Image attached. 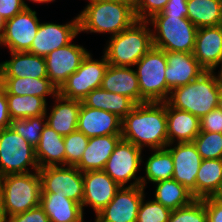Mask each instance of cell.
Instances as JSON below:
<instances>
[{"instance_id":"6da1fadb","label":"cell","mask_w":222,"mask_h":222,"mask_svg":"<svg viewBox=\"0 0 222 222\" xmlns=\"http://www.w3.org/2000/svg\"><path fill=\"white\" fill-rule=\"evenodd\" d=\"M123 140L143 147L162 149L168 145L166 102L137 104L121 122Z\"/></svg>"},{"instance_id":"7a4b0ae2","label":"cell","mask_w":222,"mask_h":222,"mask_svg":"<svg viewBox=\"0 0 222 222\" xmlns=\"http://www.w3.org/2000/svg\"><path fill=\"white\" fill-rule=\"evenodd\" d=\"M78 14L79 33H100L115 36L136 20L135 9L115 0H88Z\"/></svg>"},{"instance_id":"3957f363","label":"cell","mask_w":222,"mask_h":222,"mask_svg":"<svg viewBox=\"0 0 222 222\" xmlns=\"http://www.w3.org/2000/svg\"><path fill=\"white\" fill-rule=\"evenodd\" d=\"M41 191L38 171L0 177V222L40 205Z\"/></svg>"},{"instance_id":"277c9868","label":"cell","mask_w":222,"mask_h":222,"mask_svg":"<svg viewBox=\"0 0 222 222\" xmlns=\"http://www.w3.org/2000/svg\"><path fill=\"white\" fill-rule=\"evenodd\" d=\"M222 72L205 71L189 84L174 88L167 102L199 119L217 108Z\"/></svg>"},{"instance_id":"5b68a950","label":"cell","mask_w":222,"mask_h":222,"mask_svg":"<svg viewBox=\"0 0 222 222\" xmlns=\"http://www.w3.org/2000/svg\"><path fill=\"white\" fill-rule=\"evenodd\" d=\"M148 21L136 20L130 27L109 38L104 56L109 65L134 67L153 47Z\"/></svg>"},{"instance_id":"8992f818","label":"cell","mask_w":222,"mask_h":222,"mask_svg":"<svg viewBox=\"0 0 222 222\" xmlns=\"http://www.w3.org/2000/svg\"><path fill=\"white\" fill-rule=\"evenodd\" d=\"M153 47L168 52L193 53L198 28L179 16H152Z\"/></svg>"},{"instance_id":"52a82bcc","label":"cell","mask_w":222,"mask_h":222,"mask_svg":"<svg viewBox=\"0 0 222 222\" xmlns=\"http://www.w3.org/2000/svg\"><path fill=\"white\" fill-rule=\"evenodd\" d=\"M134 66L140 87V103L166 102V53L152 47Z\"/></svg>"},{"instance_id":"ba28073f","label":"cell","mask_w":222,"mask_h":222,"mask_svg":"<svg viewBox=\"0 0 222 222\" xmlns=\"http://www.w3.org/2000/svg\"><path fill=\"white\" fill-rule=\"evenodd\" d=\"M39 169L35 147L11 127L0 130V177Z\"/></svg>"},{"instance_id":"9c48e42d","label":"cell","mask_w":222,"mask_h":222,"mask_svg":"<svg viewBox=\"0 0 222 222\" xmlns=\"http://www.w3.org/2000/svg\"><path fill=\"white\" fill-rule=\"evenodd\" d=\"M101 57V60L93 59L88 52L79 68L58 89V94L67 99L82 101L92 90L100 88L109 66L104 54Z\"/></svg>"},{"instance_id":"30bf717a","label":"cell","mask_w":222,"mask_h":222,"mask_svg":"<svg viewBox=\"0 0 222 222\" xmlns=\"http://www.w3.org/2000/svg\"><path fill=\"white\" fill-rule=\"evenodd\" d=\"M142 149L131 142L121 139L116 145L104 167V171L120 186L127 187L141 185V176L137 173L144 163Z\"/></svg>"},{"instance_id":"8fae6325","label":"cell","mask_w":222,"mask_h":222,"mask_svg":"<svg viewBox=\"0 0 222 222\" xmlns=\"http://www.w3.org/2000/svg\"><path fill=\"white\" fill-rule=\"evenodd\" d=\"M41 193H56L80 205L83 200V173L76 166H47L38 170Z\"/></svg>"},{"instance_id":"7c38bea8","label":"cell","mask_w":222,"mask_h":222,"mask_svg":"<svg viewBox=\"0 0 222 222\" xmlns=\"http://www.w3.org/2000/svg\"><path fill=\"white\" fill-rule=\"evenodd\" d=\"M40 24L37 12L25 8L13 18L6 20L0 38L2 46H6L9 52L29 51Z\"/></svg>"},{"instance_id":"4fadbf2b","label":"cell","mask_w":222,"mask_h":222,"mask_svg":"<svg viewBox=\"0 0 222 222\" xmlns=\"http://www.w3.org/2000/svg\"><path fill=\"white\" fill-rule=\"evenodd\" d=\"M142 185L121 187L109 204L95 215V222H136L145 195Z\"/></svg>"},{"instance_id":"5bb4252c","label":"cell","mask_w":222,"mask_h":222,"mask_svg":"<svg viewBox=\"0 0 222 222\" xmlns=\"http://www.w3.org/2000/svg\"><path fill=\"white\" fill-rule=\"evenodd\" d=\"M78 34V15L66 24H56L54 22L41 23L28 52L45 57L52 51L73 42L72 40Z\"/></svg>"},{"instance_id":"9a60e30c","label":"cell","mask_w":222,"mask_h":222,"mask_svg":"<svg viewBox=\"0 0 222 222\" xmlns=\"http://www.w3.org/2000/svg\"><path fill=\"white\" fill-rule=\"evenodd\" d=\"M166 148L171 152L174 164L172 179L186 187L196 198V177L203 159L195 144L179 142L168 144Z\"/></svg>"},{"instance_id":"2e32d148","label":"cell","mask_w":222,"mask_h":222,"mask_svg":"<svg viewBox=\"0 0 222 222\" xmlns=\"http://www.w3.org/2000/svg\"><path fill=\"white\" fill-rule=\"evenodd\" d=\"M87 54L86 48L71 42L45 56L50 82L59 89L67 78L79 68Z\"/></svg>"},{"instance_id":"e0dca14e","label":"cell","mask_w":222,"mask_h":222,"mask_svg":"<svg viewBox=\"0 0 222 222\" xmlns=\"http://www.w3.org/2000/svg\"><path fill=\"white\" fill-rule=\"evenodd\" d=\"M82 210L92 207L95 214L105 208L121 188L104 170L83 173Z\"/></svg>"},{"instance_id":"ac0fdd59","label":"cell","mask_w":222,"mask_h":222,"mask_svg":"<svg viewBox=\"0 0 222 222\" xmlns=\"http://www.w3.org/2000/svg\"><path fill=\"white\" fill-rule=\"evenodd\" d=\"M165 53L167 59L165 79L168 100L174 88L191 83L206 70L198 63L193 53L168 51H165Z\"/></svg>"},{"instance_id":"d6986e66","label":"cell","mask_w":222,"mask_h":222,"mask_svg":"<svg viewBox=\"0 0 222 222\" xmlns=\"http://www.w3.org/2000/svg\"><path fill=\"white\" fill-rule=\"evenodd\" d=\"M193 54L206 71L222 72V25L198 28Z\"/></svg>"},{"instance_id":"ffe728a7","label":"cell","mask_w":222,"mask_h":222,"mask_svg":"<svg viewBox=\"0 0 222 222\" xmlns=\"http://www.w3.org/2000/svg\"><path fill=\"white\" fill-rule=\"evenodd\" d=\"M121 122L115 114L81 103L77 130L88 138L103 135H121Z\"/></svg>"},{"instance_id":"44dd1931","label":"cell","mask_w":222,"mask_h":222,"mask_svg":"<svg viewBox=\"0 0 222 222\" xmlns=\"http://www.w3.org/2000/svg\"><path fill=\"white\" fill-rule=\"evenodd\" d=\"M50 113L46 112V124L60 135H69L77 130L78 115L82 101L67 99L57 94Z\"/></svg>"},{"instance_id":"7402d4cb","label":"cell","mask_w":222,"mask_h":222,"mask_svg":"<svg viewBox=\"0 0 222 222\" xmlns=\"http://www.w3.org/2000/svg\"><path fill=\"white\" fill-rule=\"evenodd\" d=\"M121 139V135L90 137L82 158L76 167L82 173L103 170L107 160Z\"/></svg>"},{"instance_id":"603a6c76","label":"cell","mask_w":222,"mask_h":222,"mask_svg":"<svg viewBox=\"0 0 222 222\" xmlns=\"http://www.w3.org/2000/svg\"><path fill=\"white\" fill-rule=\"evenodd\" d=\"M10 60L2 62L0 77L48 78L45 57L25 52H10Z\"/></svg>"},{"instance_id":"cb8c5ba5","label":"cell","mask_w":222,"mask_h":222,"mask_svg":"<svg viewBox=\"0 0 222 222\" xmlns=\"http://www.w3.org/2000/svg\"><path fill=\"white\" fill-rule=\"evenodd\" d=\"M168 144L193 142L200 133V119L188 111L173 108L166 101Z\"/></svg>"},{"instance_id":"d4e9b609","label":"cell","mask_w":222,"mask_h":222,"mask_svg":"<svg viewBox=\"0 0 222 222\" xmlns=\"http://www.w3.org/2000/svg\"><path fill=\"white\" fill-rule=\"evenodd\" d=\"M101 88L108 92L125 95L140 104V87L136 71L131 67L109 65Z\"/></svg>"},{"instance_id":"484cf974","label":"cell","mask_w":222,"mask_h":222,"mask_svg":"<svg viewBox=\"0 0 222 222\" xmlns=\"http://www.w3.org/2000/svg\"><path fill=\"white\" fill-rule=\"evenodd\" d=\"M35 156L39 168L65 165L64 136L46 124L35 147Z\"/></svg>"},{"instance_id":"4316f807","label":"cell","mask_w":222,"mask_h":222,"mask_svg":"<svg viewBox=\"0 0 222 222\" xmlns=\"http://www.w3.org/2000/svg\"><path fill=\"white\" fill-rule=\"evenodd\" d=\"M0 85L6 94L34 95L45 100L48 95L55 97L58 94V89L50 82L49 78L0 77Z\"/></svg>"},{"instance_id":"83f0119b","label":"cell","mask_w":222,"mask_h":222,"mask_svg":"<svg viewBox=\"0 0 222 222\" xmlns=\"http://www.w3.org/2000/svg\"><path fill=\"white\" fill-rule=\"evenodd\" d=\"M82 103L87 107L111 112L121 120L137 105L127 96L108 92L101 87L92 90Z\"/></svg>"},{"instance_id":"f1b7e54d","label":"cell","mask_w":222,"mask_h":222,"mask_svg":"<svg viewBox=\"0 0 222 222\" xmlns=\"http://www.w3.org/2000/svg\"><path fill=\"white\" fill-rule=\"evenodd\" d=\"M40 206L50 222H72L84 214L79 203L56 193H41Z\"/></svg>"},{"instance_id":"f546056e","label":"cell","mask_w":222,"mask_h":222,"mask_svg":"<svg viewBox=\"0 0 222 222\" xmlns=\"http://www.w3.org/2000/svg\"><path fill=\"white\" fill-rule=\"evenodd\" d=\"M222 193V159H203L196 177V199Z\"/></svg>"},{"instance_id":"4dcf8cb0","label":"cell","mask_w":222,"mask_h":222,"mask_svg":"<svg viewBox=\"0 0 222 222\" xmlns=\"http://www.w3.org/2000/svg\"><path fill=\"white\" fill-rule=\"evenodd\" d=\"M154 186V200L170 210L185 207L196 199L192 192L172 178L155 182Z\"/></svg>"},{"instance_id":"1f68e13d","label":"cell","mask_w":222,"mask_h":222,"mask_svg":"<svg viewBox=\"0 0 222 222\" xmlns=\"http://www.w3.org/2000/svg\"><path fill=\"white\" fill-rule=\"evenodd\" d=\"M187 9L197 28L222 25V0H187Z\"/></svg>"},{"instance_id":"d6a6232c","label":"cell","mask_w":222,"mask_h":222,"mask_svg":"<svg viewBox=\"0 0 222 222\" xmlns=\"http://www.w3.org/2000/svg\"><path fill=\"white\" fill-rule=\"evenodd\" d=\"M152 154L144 163L145 176H141V185L168 180L173 177L174 164L171 152L167 148L151 149ZM148 181V182H147Z\"/></svg>"},{"instance_id":"836d02e7","label":"cell","mask_w":222,"mask_h":222,"mask_svg":"<svg viewBox=\"0 0 222 222\" xmlns=\"http://www.w3.org/2000/svg\"><path fill=\"white\" fill-rule=\"evenodd\" d=\"M8 111L12 120L26 119L45 115L47 101L44 98L34 95H13L6 94Z\"/></svg>"},{"instance_id":"e575fe53","label":"cell","mask_w":222,"mask_h":222,"mask_svg":"<svg viewBox=\"0 0 222 222\" xmlns=\"http://www.w3.org/2000/svg\"><path fill=\"white\" fill-rule=\"evenodd\" d=\"M46 125L45 115L12 120L10 127L22 136L29 144L36 147L39 144L41 132Z\"/></svg>"},{"instance_id":"d590c367","label":"cell","mask_w":222,"mask_h":222,"mask_svg":"<svg viewBox=\"0 0 222 222\" xmlns=\"http://www.w3.org/2000/svg\"><path fill=\"white\" fill-rule=\"evenodd\" d=\"M193 143L202 159H222L221 133L200 131Z\"/></svg>"},{"instance_id":"8d00e7d4","label":"cell","mask_w":222,"mask_h":222,"mask_svg":"<svg viewBox=\"0 0 222 222\" xmlns=\"http://www.w3.org/2000/svg\"><path fill=\"white\" fill-rule=\"evenodd\" d=\"M89 138L78 130L64 136L65 165L76 166L87 147Z\"/></svg>"},{"instance_id":"74e56055","label":"cell","mask_w":222,"mask_h":222,"mask_svg":"<svg viewBox=\"0 0 222 222\" xmlns=\"http://www.w3.org/2000/svg\"><path fill=\"white\" fill-rule=\"evenodd\" d=\"M172 210L160 204L154 199L145 201L142 199L136 222H168Z\"/></svg>"},{"instance_id":"f35d334b","label":"cell","mask_w":222,"mask_h":222,"mask_svg":"<svg viewBox=\"0 0 222 222\" xmlns=\"http://www.w3.org/2000/svg\"><path fill=\"white\" fill-rule=\"evenodd\" d=\"M168 222H207L205 203L195 199L191 204L172 210Z\"/></svg>"},{"instance_id":"ab89813d","label":"cell","mask_w":222,"mask_h":222,"mask_svg":"<svg viewBox=\"0 0 222 222\" xmlns=\"http://www.w3.org/2000/svg\"><path fill=\"white\" fill-rule=\"evenodd\" d=\"M169 0H140L135 15L137 20H149L152 16L164 10Z\"/></svg>"},{"instance_id":"60d3db41","label":"cell","mask_w":222,"mask_h":222,"mask_svg":"<svg viewBox=\"0 0 222 222\" xmlns=\"http://www.w3.org/2000/svg\"><path fill=\"white\" fill-rule=\"evenodd\" d=\"M200 131L222 134V111L219 108H215L200 118Z\"/></svg>"},{"instance_id":"b9f144b4","label":"cell","mask_w":222,"mask_h":222,"mask_svg":"<svg viewBox=\"0 0 222 222\" xmlns=\"http://www.w3.org/2000/svg\"><path fill=\"white\" fill-rule=\"evenodd\" d=\"M4 222H50V219L42 207L38 205L23 213L15 214Z\"/></svg>"},{"instance_id":"7bdbcfd3","label":"cell","mask_w":222,"mask_h":222,"mask_svg":"<svg viewBox=\"0 0 222 222\" xmlns=\"http://www.w3.org/2000/svg\"><path fill=\"white\" fill-rule=\"evenodd\" d=\"M205 203L207 222H222V198L211 196L202 198Z\"/></svg>"},{"instance_id":"ee69618b","label":"cell","mask_w":222,"mask_h":222,"mask_svg":"<svg viewBox=\"0 0 222 222\" xmlns=\"http://www.w3.org/2000/svg\"><path fill=\"white\" fill-rule=\"evenodd\" d=\"M187 0H169L164 10L154 16H179L187 18Z\"/></svg>"},{"instance_id":"f6af8a7d","label":"cell","mask_w":222,"mask_h":222,"mask_svg":"<svg viewBox=\"0 0 222 222\" xmlns=\"http://www.w3.org/2000/svg\"><path fill=\"white\" fill-rule=\"evenodd\" d=\"M25 9L22 0H0V16L6 21Z\"/></svg>"},{"instance_id":"bcb514c9","label":"cell","mask_w":222,"mask_h":222,"mask_svg":"<svg viewBox=\"0 0 222 222\" xmlns=\"http://www.w3.org/2000/svg\"><path fill=\"white\" fill-rule=\"evenodd\" d=\"M12 119L8 111L6 92L0 85V130L10 127Z\"/></svg>"},{"instance_id":"7dc6e473","label":"cell","mask_w":222,"mask_h":222,"mask_svg":"<svg viewBox=\"0 0 222 222\" xmlns=\"http://www.w3.org/2000/svg\"><path fill=\"white\" fill-rule=\"evenodd\" d=\"M115 1L126 3L129 6H131L133 9H136L140 2V0H115Z\"/></svg>"},{"instance_id":"c3c4849f","label":"cell","mask_w":222,"mask_h":222,"mask_svg":"<svg viewBox=\"0 0 222 222\" xmlns=\"http://www.w3.org/2000/svg\"><path fill=\"white\" fill-rule=\"evenodd\" d=\"M217 108H219L222 111V79L220 81V90H219Z\"/></svg>"},{"instance_id":"681fc988","label":"cell","mask_w":222,"mask_h":222,"mask_svg":"<svg viewBox=\"0 0 222 222\" xmlns=\"http://www.w3.org/2000/svg\"><path fill=\"white\" fill-rule=\"evenodd\" d=\"M22 1H23V4H24L25 8H30L28 6V4L25 2V0H22ZM29 1H31L33 3H49V2H53L55 0H29Z\"/></svg>"},{"instance_id":"f907efd6","label":"cell","mask_w":222,"mask_h":222,"mask_svg":"<svg viewBox=\"0 0 222 222\" xmlns=\"http://www.w3.org/2000/svg\"><path fill=\"white\" fill-rule=\"evenodd\" d=\"M5 22L6 21L3 19V17L0 16V38H1L3 31H4Z\"/></svg>"},{"instance_id":"816d5d0a","label":"cell","mask_w":222,"mask_h":222,"mask_svg":"<svg viewBox=\"0 0 222 222\" xmlns=\"http://www.w3.org/2000/svg\"><path fill=\"white\" fill-rule=\"evenodd\" d=\"M83 217L84 215L82 214L76 221H72V222H85Z\"/></svg>"},{"instance_id":"f5cc1de1","label":"cell","mask_w":222,"mask_h":222,"mask_svg":"<svg viewBox=\"0 0 222 222\" xmlns=\"http://www.w3.org/2000/svg\"><path fill=\"white\" fill-rule=\"evenodd\" d=\"M0 46H2L1 40H0ZM1 68H2V62L0 63V73H1Z\"/></svg>"}]
</instances>
